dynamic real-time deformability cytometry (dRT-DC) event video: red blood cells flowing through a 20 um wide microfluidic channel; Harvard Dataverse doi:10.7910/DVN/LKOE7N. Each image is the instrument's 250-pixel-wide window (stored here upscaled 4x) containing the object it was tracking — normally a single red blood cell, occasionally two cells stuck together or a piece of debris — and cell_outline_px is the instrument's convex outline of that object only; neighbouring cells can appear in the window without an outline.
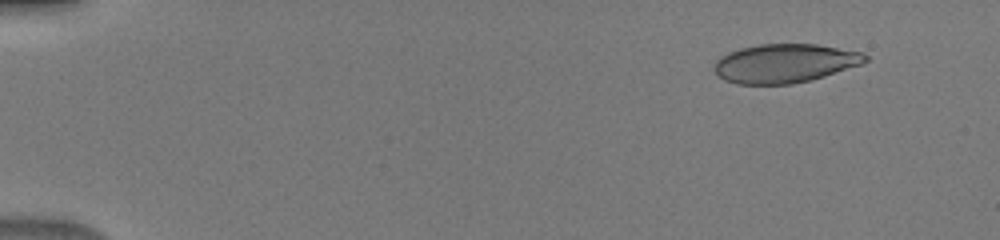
{"species": "human", "species_latin": "Homo sapiens", "temperature_condition": "warm", "stored_images_in_passage": 47, "camera_frame_rate_fps": 3000, "um_per_image_px": 0.085, "donor": {"sex": "male"}, "frame": {"image": 1, "passage_image": 2, "time_ms": 0.333, "image_size_px": [1000, 240], "cell_outline_px": [[868, 60], [860, 64], [812, 80], [792, 84], [736, 84], [724, 80], [716, 72], [716, 60], [720, 56], [728, 52], [740, 48], [760, 44], [816, 44], [864, 52], [868, 56]], "centroid_in_image_um": [66.72, 5.38], "position_along_channel_um": 18.3, "area_um2": 34.1}}
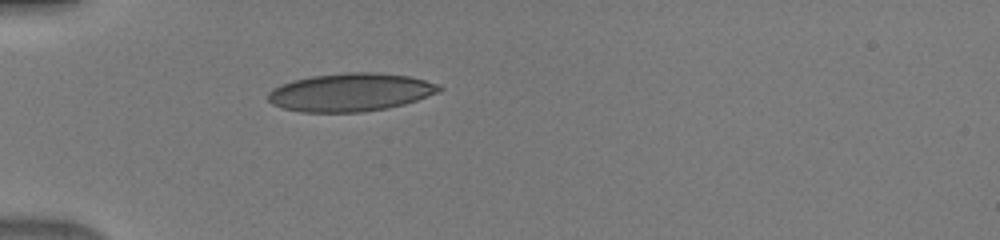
{"frame": {"image": 2, "passage_image": 13, "time_ms": 4.0, "image_size_px": [1000, 240], "cell_outline_px": [[444, 88], [440, 92], [404, 104], [388, 108], [364, 112], [300, 112], [280, 108], [272, 104], [268, 100], [268, 92], [272, 88], [280, 84], [312, 76], [344, 72], [376, 72], [408, 76], [440, 84]], "centroid_in_image_um": [29.79, 7.85], "position_along_channel_um": 55.2, "area_um2": 38.26}}
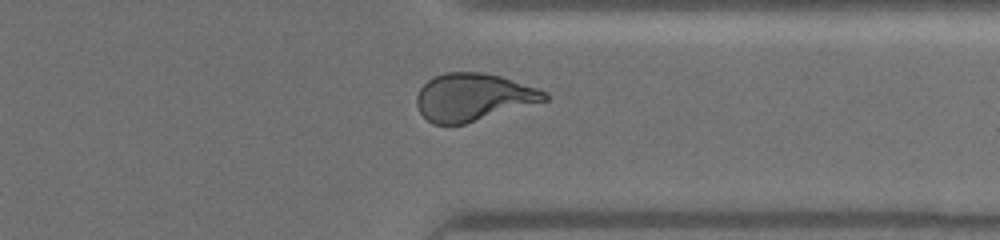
{"frame": {"image": 3, "passage_image": 37, "time_ms": 12.0, "image_size_px": [1000, 240], "cell_outline_px": [[548, 100], [464, 124], [432, 124], [420, 112], [416, 104], [416, 96], [420, 88], [428, 80], [444, 72], [484, 72], [500, 76], [536, 88], [544, 92], [548, 96]], "centroid_in_image_um": [40.19, 8.25], "position_along_channel_um": 371.2, "area_um2": 35.08}}